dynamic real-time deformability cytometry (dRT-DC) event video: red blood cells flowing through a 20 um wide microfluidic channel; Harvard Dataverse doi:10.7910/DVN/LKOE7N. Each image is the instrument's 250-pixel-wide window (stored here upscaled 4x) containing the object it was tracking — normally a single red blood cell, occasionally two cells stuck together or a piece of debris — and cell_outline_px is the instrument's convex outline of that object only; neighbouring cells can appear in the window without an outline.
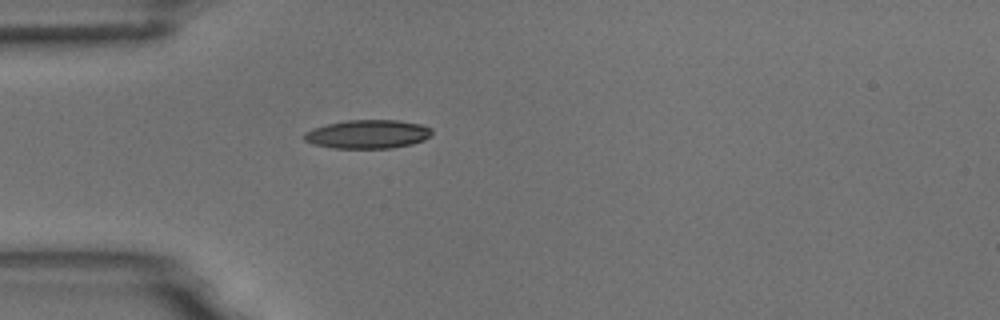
{"species": "common noctule bat (a hibernating species)", "species_latin": "Nyctalus noctula", "temperature_condition": "room temperature", "stored_images_in_passage": 1, "camera_frame_rate_fps": 3000, "um_per_image_px": 0.085, "animal": {"sex": "male", "body_mass_g": 18.8}, "frame": {"image": 1, "passage_image": 1, "time_ms": 0.0, "image_size_px": [1000, 320], "cell_outline_px": [[432, 132], [424, 140], [412, 144], [392, 148], [332, 148], [312, 144], [304, 140], [304, 132], [312, 128], [328, 124], [348, 120], [400, 120], [420, 124], [432, 128]], "centroid_in_image_um": [31.24, 11.4], "position_along_channel_um": 53.8, "area_um2": 21.39}}